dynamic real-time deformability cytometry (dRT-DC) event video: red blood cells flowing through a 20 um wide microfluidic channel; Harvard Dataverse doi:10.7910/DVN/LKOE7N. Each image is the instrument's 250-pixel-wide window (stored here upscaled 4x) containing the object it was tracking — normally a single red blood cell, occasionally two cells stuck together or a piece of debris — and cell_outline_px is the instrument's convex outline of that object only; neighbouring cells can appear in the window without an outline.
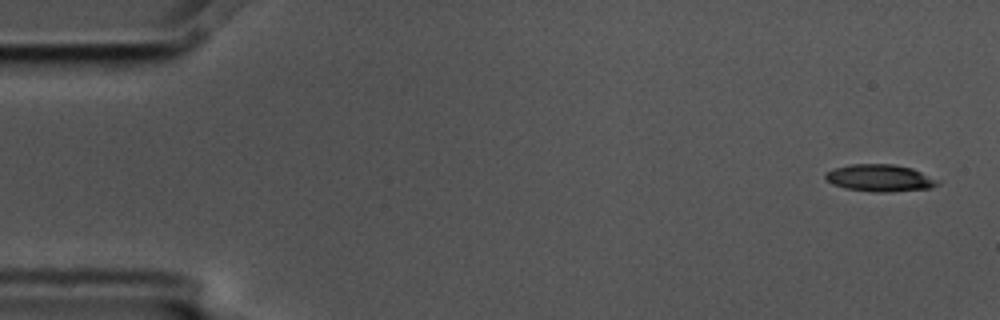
{"species": "common noctule bat (a hibernating species)", "species_latin": "Nyctalus noctula", "temperature_condition": "cold", "stored_images_in_passage": 5, "camera_frame_rate_fps": 3000, "um_per_image_px": 0.085, "animal": {"sex": "male", "body_mass_g": 17.5, "forearm_length_mm": 52.3}, "frame": {"image": 1, "passage_image": 1, "time_ms": 0.0, "image_size_px": [1000, 320], "cell_outline_px": [[940, 184], [932, 188], [888, 192], [872, 192], [844, 188], [832, 184], [824, 180], [824, 176], [832, 168], [852, 164], [892, 164], [912, 168], [940, 180]], "centroid_in_image_um": [74.79, 15.13], "position_along_channel_um": 10.2, "area_um2": 17.92}}
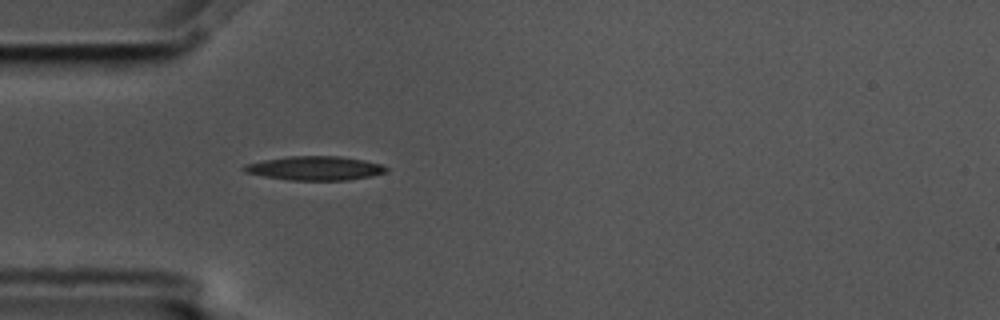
{"frame": {"image": 2, "passage_image": 5, "time_ms": 1.333, "image_size_px": [1000, 320], "cell_outline_px": [[388, 172], [372, 176], [348, 180], [288, 180], [264, 176], [244, 172], [240, 168], [244, 164], [264, 160], [288, 156], [340, 156], [364, 160], [380, 164], [388, 168]], "centroid_in_image_um": [26.76, 14.3], "position_along_channel_um": 58.2, "area_um2": 20.0}}